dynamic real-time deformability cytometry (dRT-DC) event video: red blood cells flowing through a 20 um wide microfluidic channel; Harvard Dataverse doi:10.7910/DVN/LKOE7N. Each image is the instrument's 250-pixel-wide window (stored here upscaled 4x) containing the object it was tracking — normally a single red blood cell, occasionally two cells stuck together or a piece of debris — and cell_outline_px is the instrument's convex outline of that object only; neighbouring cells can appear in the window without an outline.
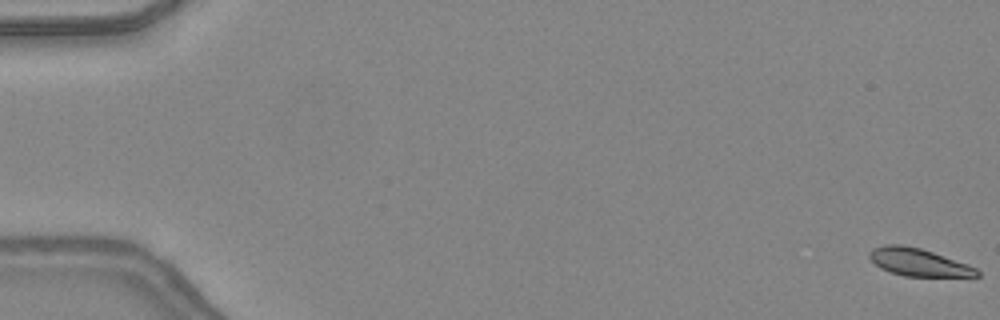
{"species": "common noctule bat (a hibernating species)", "species_latin": "Nyctalus noctula", "temperature_condition": "warm", "stored_images_in_passage": 49, "camera_frame_rate_fps": 3000, "um_per_image_px": 0.085, "animal": {"sex": "female", "body_mass_g": 24.6, "forearm_length_mm": 56.2}, "frame": {"image": 1, "passage_image": 1, "time_ms": 0.0, "image_size_px": [1000, 320], "cell_outline_px": [[980, 276], [904, 276], [880, 268], [868, 256], [868, 252], [872, 248], [884, 244], [900, 244], [920, 248], [968, 264], [976, 268], [980, 272]], "centroid_in_image_um": [78.05, 22.28], "position_along_channel_um": 7.0, "area_um2": 17.17}}
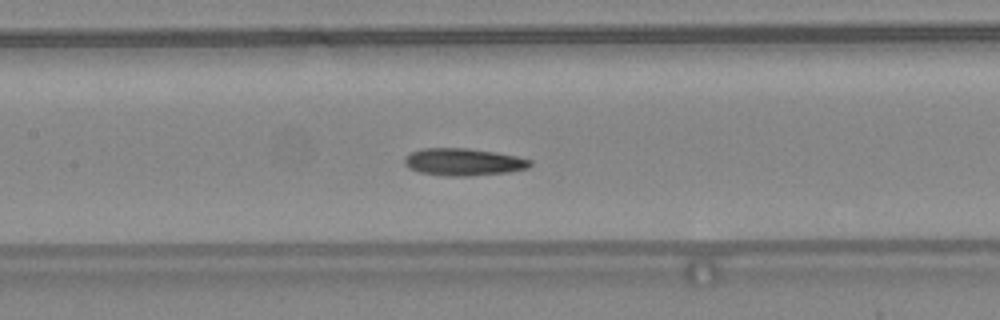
{"frame": {"image": 2, "passage_image": 24, "time_ms": 7.667, "image_size_px": [1000, 320], "cell_outline_px": [[532, 164], [528, 168], [508, 172], [468, 176], [448, 176], [420, 172], [408, 168], [404, 164], [404, 156], [412, 152], [424, 148], [468, 148], [496, 152], [516, 156], [532, 160]], "centroid_in_image_um": [39.39, 13.76], "position_along_channel_um": 168.0, "area_um2": 20.0}}
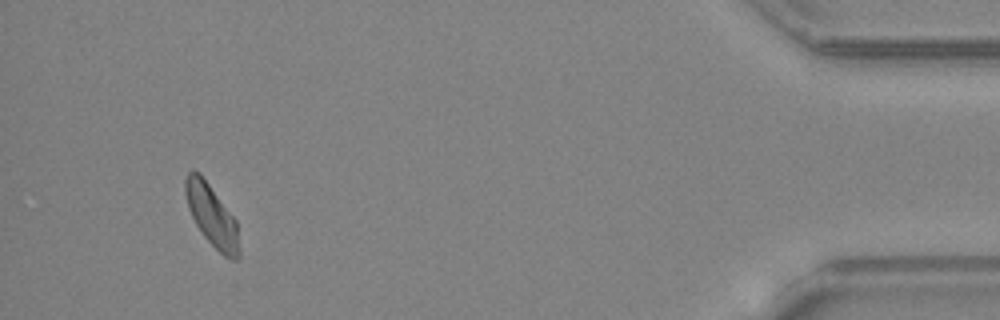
{"frame": {"image": 3, "passage_image": 46, "time_ms": 15.0, "image_size_px": [1000, 320], "cell_outline_px": [[240, 256], [236, 260], [232, 260], [224, 256], [204, 236], [196, 224], [188, 208], [184, 192], [184, 180], [188, 172], [192, 168], [200, 172], [236, 220], [240, 248]], "centroid_in_image_um": [17.99, 18.29], "position_along_channel_um": 417.2, "area_um2": 19.42}, "authors_computed_cell_mechanics": {"area_um2": 19.363, "velocity_mm_per_s": 4.3588, "shape_relaxation_time_tau1_ms": 5.5854, "shape_relaxation_time_tau2_ms": 7.3388, "deformation_change_tau1": 0.1484, "deformation_change_tau2": 0.1762}}